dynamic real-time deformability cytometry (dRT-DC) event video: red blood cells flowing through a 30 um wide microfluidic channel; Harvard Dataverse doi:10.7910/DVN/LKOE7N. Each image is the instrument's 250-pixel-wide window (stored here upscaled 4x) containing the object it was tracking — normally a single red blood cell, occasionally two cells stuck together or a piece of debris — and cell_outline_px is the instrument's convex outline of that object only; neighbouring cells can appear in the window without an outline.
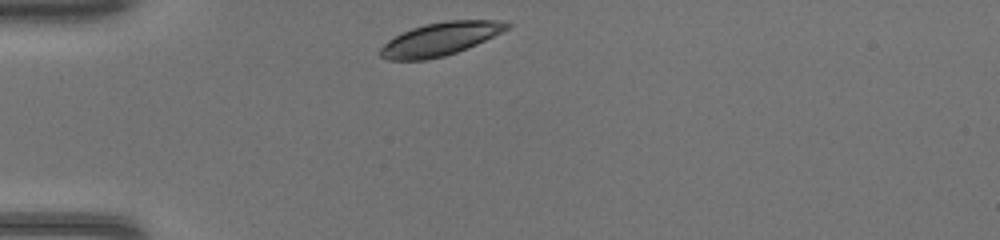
{"species": "common noctule bat (a hibernating species)", "species_latin": "Nyctalus noctula", "temperature_condition": "warm", "stored_images_in_passage": 34, "camera_frame_rate_fps": 3000, "um_per_image_px": 0.085, "animal": {"sex": "female", "body_mass_g": 17.0, "forearm_length_mm": 48.0}, "frame": {"image": 1, "passage_image": 1, "time_ms": 0.0, "image_size_px": [1000, 240], "cell_outline_px": [[512, 24], [508, 28], [476, 44], [456, 52], [444, 56], [424, 60], [388, 60], [380, 56], [380, 48], [388, 40], [412, 28], [424, 24], [448, 20], [500, 20]], "centroid_in_image_um": [37.39, 3.31], "position_along_channel_um": 47.6, "area_um2": 24.1}}
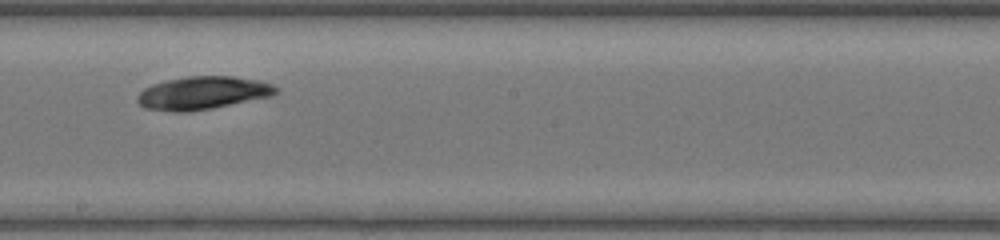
{"frame": {"image": 2, "passage_image": 15, "time_ms": 4.667, "image_size_px": [1000, 240], "cell_outline_px": [[280, 92], [276, 96], [212, 108], [188, 112], [172, 112], [144, 108], [136, 100], [136, 96], [144, 88], [152, 84], [168, 80], [188, 76], [232, 76], [260, 80], [272, 84], [280, 88]], "centroid_in_image_um": [17.29, 7.9], "position_along_channel_um": 230.9, "area_um2": 27.11}}
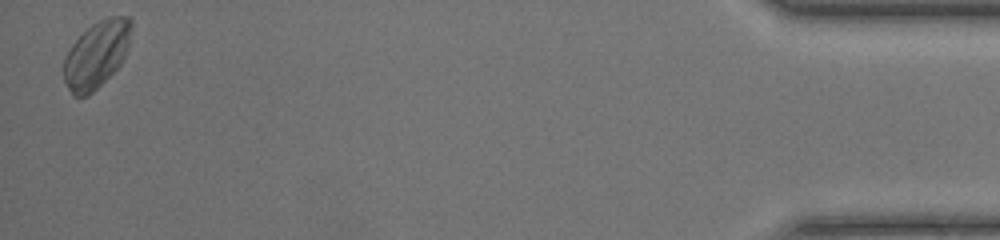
{"frame": {"image": 3, "passage_image": 34, "time_ms": 11.0, "image_size_px": [1000, 240], "cell_outline_px": [[132, 28], [128, 48], [120, 64], [88, 96], [72, 96], [64, 80], [64, 60], [72, 44], [92, 24], [100, 20], [112, 16], [128, 16], [132, 20]], "centroid_in_image_um": [8.22, 4.62], "position_along_channel_um": 427.0, "area_um2": 25.89}}